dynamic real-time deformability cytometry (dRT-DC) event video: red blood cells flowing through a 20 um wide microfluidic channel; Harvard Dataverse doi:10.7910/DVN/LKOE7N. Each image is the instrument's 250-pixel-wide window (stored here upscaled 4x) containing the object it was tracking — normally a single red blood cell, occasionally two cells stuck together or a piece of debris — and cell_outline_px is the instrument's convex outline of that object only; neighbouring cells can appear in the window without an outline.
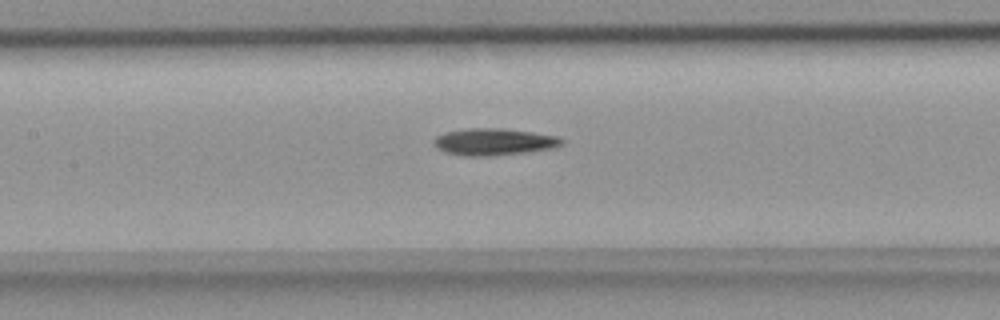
{"species": "common noctule bat (a hibernating species)", "species_latin": "Nyctalus noctula", "temperature_condition": "room temperature", "stored_images_in_passage": 36, "camera_frame_rate_fps": 3000, "um_per_image_px": 0.085, "animal": {"sex": "female", "body_mass_g": 18.4}, "frame": {"image": 1, "passage_image": 13, "time_ms": 4.0, "image_size_px": [1000, 320], "cell_outline_px": [[556, 140], [552, 144], [532, 148], [496, 152], [464, 152], [448, 148], [440, 144], [440, 140], [448, 136], [464, 132], [512, 132], [536, 136]], "centroid_in_image_um": [41.92, 12.05], "position_along_channel_um": 165.5, "area_um2": 12.72}}
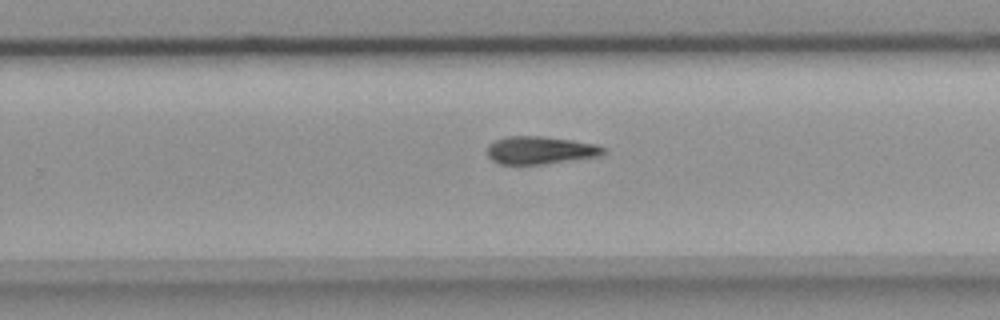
{"frame": {"image": 2, "passage_image": 22, "time_ms": 7.0, "image_size_px": [1000, 320], "cell_outline_px": [[596, 152], [572, 156], [544, 160], [500, 160], [492, 152], [492, 148], [500, 144], [512, 140], [556, 140], [596, 148]], "centroid_in_image_um": [45.8, 12.75], "position_along_channel_um": 284.0, "area_um2": 11.68}}
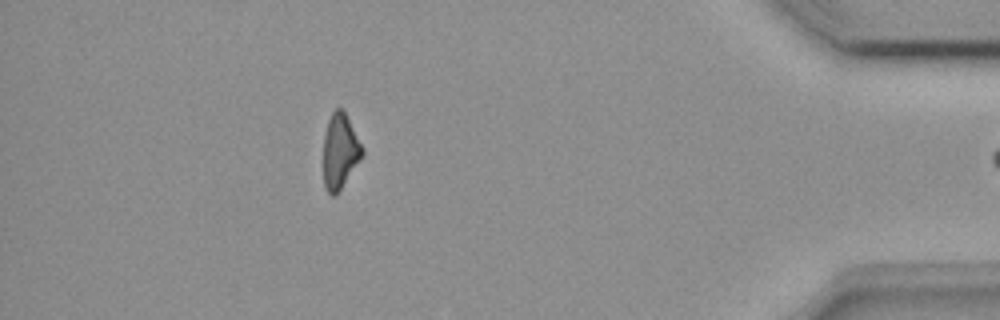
{"frame": {"image": 3, "passage_image": 35, "time_ms": 11.333, "image_size_px": [1000, 320], "cell_outline_px": [[360, 156], [336, 192], [332, 192], [328, 188], [324, 176], [324, 148], [328, 128], [332, 116], [336, 112], [340, 112], [344, 116], [360, 144]], "centroid_in_image_um": [28.86, 12.89], "position_along_channel_um": 406.3, "area_um2": 14.1}}